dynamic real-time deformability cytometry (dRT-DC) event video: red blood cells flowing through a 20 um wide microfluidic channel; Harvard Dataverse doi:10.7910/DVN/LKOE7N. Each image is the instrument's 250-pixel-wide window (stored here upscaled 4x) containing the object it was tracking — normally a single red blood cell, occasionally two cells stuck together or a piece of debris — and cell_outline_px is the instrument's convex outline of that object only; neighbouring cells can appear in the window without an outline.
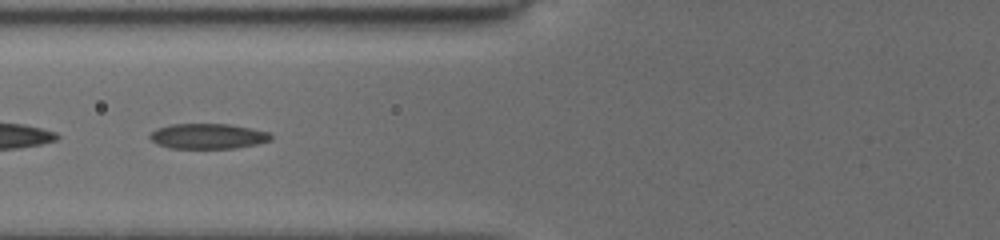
{"species": "common noctule bat (a hibernating species)", "species_latin": "Nyctalus noctula", "temperature_condition": "cold", "stored_images_in_passage": 60, "camera_frame_rate_fps": 3000, "um_per_image_px": 0.085, "animal": {"sex": "female", "body_mass_g": 19.5, "forearm_length_mm": 54.1}, "frame": {"image": 1, "passage_image": 20, "time_ms": 5.667, "image_size_px": [1000, 240], "cell_outline_px": [[272, 140], [256, 144], [236, 148], [168, 148], [156, 144], [148, 136], [156, 128], [172, 124], [228, 124], [252, 128], [268, 132], [272, 136]], "centroid_in_image_um": [17.66, 11.58], "position_along_channel_um": 108.1, "area_um2": 17.86}}
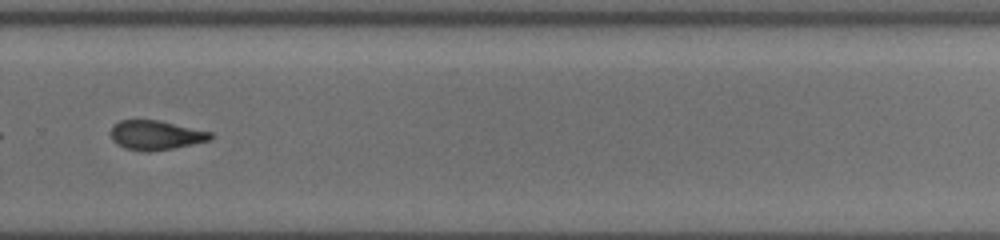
{"frame": {"image": 2, "passage_image": 44, "time_ms": 11.0, "image_size_px": [1000, 240], "cell_outline_px": [[212, 136], [208, 140], [192, 144], [172, 148], [148, 152], [144, 152], [124, 148], [116, 144], [112, 140], [108, 132], [112, 124], [120, 120], [156, 120], [212, 132]], "centroid_in_image_um": [13.14, 11.49], "position_along_channel_um": 316.7, "area_um2": 17.11}}
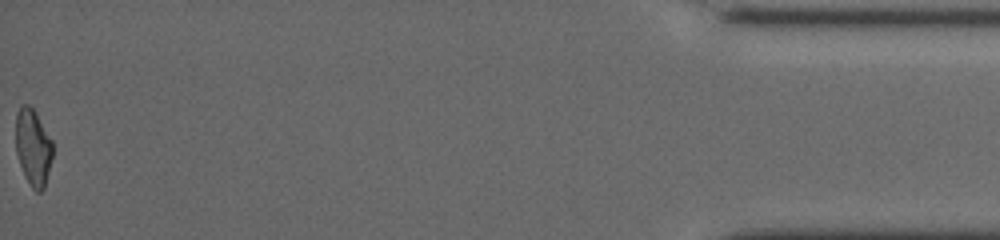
{"frame": {"image": 3, "passage_image": 60, "time_ms": 16.0, "image_size_px": [1000, 240], "cell_outline_px": [[52, 156], [44, 188], [40, 192], [36, 192], [32, 188], [24, 176], [16, 152], [16, 112], [20, 104], [28, 104], [36, 112], [52, 140]], "centroid_in_image_um": [2.8, 12.49], "position_along_channel_um": 432.4, "area_um2": 16.53}, "authors_computed_cell_mechanics": {"area_um2": 17.6868, "velocity_mm_per_s": 3.9124, "shape_relaxation_time_tau1_ms": null, "shape_relaxation_time_tau2_ms": 1.6029, "deformation_change_tau1": null, "deformation_change_tau2": 0.0867}}